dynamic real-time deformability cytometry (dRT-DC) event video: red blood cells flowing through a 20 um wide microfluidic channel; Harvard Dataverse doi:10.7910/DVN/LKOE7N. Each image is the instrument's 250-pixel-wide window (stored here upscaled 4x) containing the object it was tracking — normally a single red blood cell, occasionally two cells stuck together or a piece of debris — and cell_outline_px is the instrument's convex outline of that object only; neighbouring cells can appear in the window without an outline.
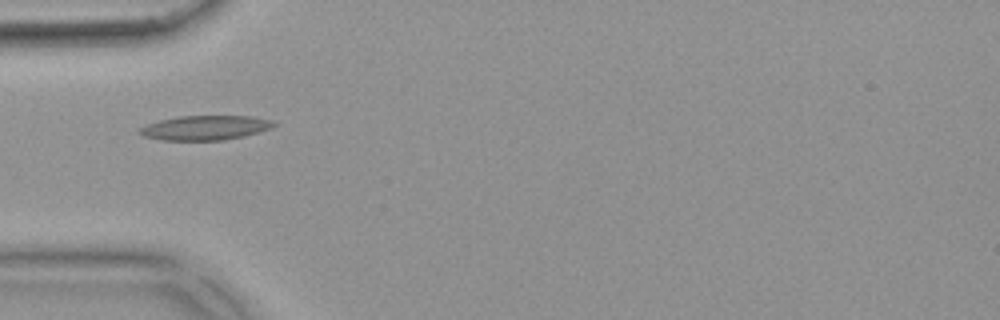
{"species": "common noctule bat (a hibernating species)", "species_latin": "Nyctalus noctula", "temperature_condition": "warm", "stored_images_in_passage": 37, "camera_frame_rate_fps": 3000, "um_per_image_px": 0.085, "animal": {"sex": "female", "body_mass_g": 18.4}, "frame": {"image": 1, "passage_image": 1, "time_ms": 0.0, "image_size_px": [1000, 320], "cell_outline_px": [[276, 124], [272, 128], [244, 136], [224, 140], [160, 140], [144, 136], [136, 132], [140, 128], [148, 124], [160, 120], [180, 116], [252, 116], [272, 120]], "centroid_in_image_um": [17.44, 10.86], "position_along_channel_um": 67.6, "area_um2": 19.13}}
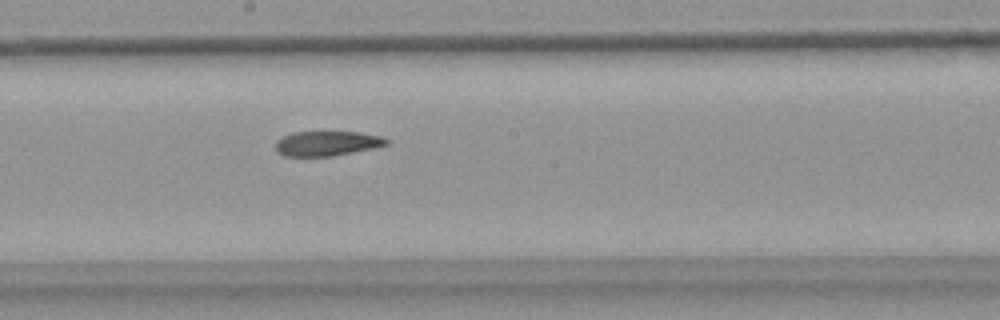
{"frame": {"image": 2, "passage_image": 13, "time_ms": 4.0, "image_size_px": [1000, 320], "cell_outline_px": [[388, 144], [376, 148], [332, 156], [284, 156], [276, 152], [276, 140], [280, 136], [292, 132], [360, 132], [384, 136], [388, 140]], "centroid_in_image_um": [27.79, 12.19], "position_along_channel_um": 220.4, "area_um2": 16.3}}
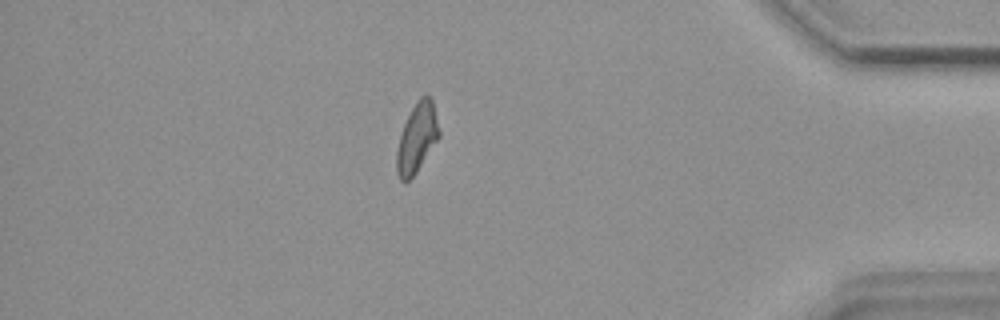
{"frame": {"image": 3, "passage_image": 30, "time_ms": 9.667, "image_size_px": [1000, 320], "cell_outline_px": [[440, 136], [416, 172], [404, 184], [400, 180], [396, 172], [396, 152], [400, 136], [404, 124], [416, 100], [424, 92], [432, 100], [440, 132]], "centroid_in_image_um": [35.43, 11.72], "position_along_channel_um": 399.8, "area_um2": 17.05}, "authors_computed_cell_mechanics": {"area_um2": 17.2822, "velocity_mm_per_s": 3.8347, "shape_relaxation_time_tau1_ms": null, "shape_relaxation_time_tau2_ms": 8.9643, "deformation_change_tau1": null, "deformation_change_tau2": 0.1723}}